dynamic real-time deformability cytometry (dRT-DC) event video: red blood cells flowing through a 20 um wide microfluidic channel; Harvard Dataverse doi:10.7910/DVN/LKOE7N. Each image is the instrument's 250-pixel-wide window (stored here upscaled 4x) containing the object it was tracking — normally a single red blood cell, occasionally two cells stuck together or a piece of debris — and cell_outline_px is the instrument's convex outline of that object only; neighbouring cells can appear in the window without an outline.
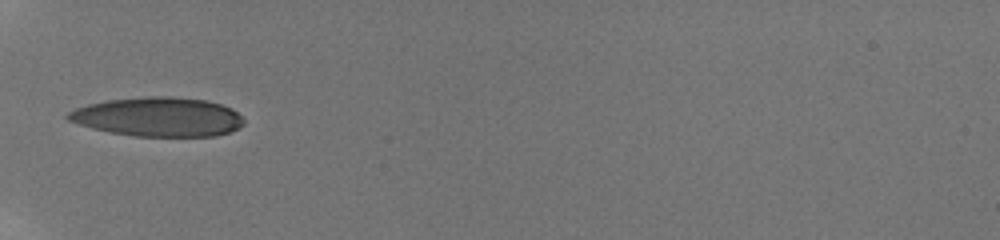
{"species": "human", "species_latin": "Homo sapiens", "temperature_condition": "room temperature", "stored_images_in_passage": 48, "camera_frame_rate_fps": 3000, "um_per_image_px": 0.085, "donor": {"sex": "male"}, "frame": {"image": 1, "passage_image": 1, "time_ms": 0.0, "image_size_px": [1000, 240], "cell_outline_px": [[244, 124], [228, 132], [216, 136], [132, 136], [92, 128], [68, 120], [64, 116], [68, 112], [76, 108], [88, 104], [108, 100], [148, 96], [172, 96], [204, 100], [220, 104], [232, 108], [244, 120]], "centroid_in_image_um": [13.43, 9.93], "position_along_channel_um": 71.6, "area_um2": 39.94}, "authors_computed_cell_mechanics": {"area_um2": 39.2462, "velocity_mm_per_s": 3.8784, "shape_relaxation_time_tau1_ms": 5.8913, "shape_relaxation_time_tau2_ms": 1.2909, "deformation_change_tau1": 0.2246, "deformation_change_tau2": 0.0777}}